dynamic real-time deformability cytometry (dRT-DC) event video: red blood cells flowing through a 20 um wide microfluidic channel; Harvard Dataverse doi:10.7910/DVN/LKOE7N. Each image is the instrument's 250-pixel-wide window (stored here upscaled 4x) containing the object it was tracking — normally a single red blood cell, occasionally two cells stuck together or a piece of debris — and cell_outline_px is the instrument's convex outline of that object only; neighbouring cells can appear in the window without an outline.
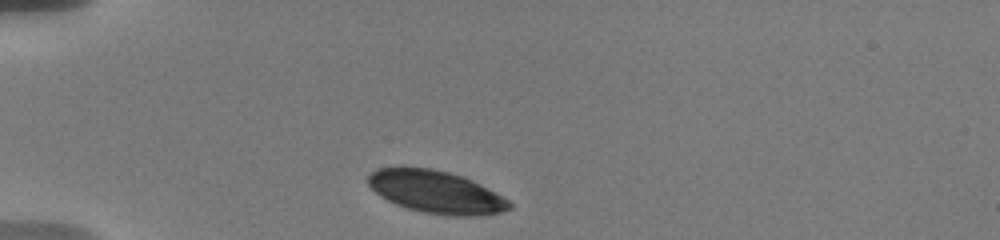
{"species": "human", "species_latin": "Homo sapiens", "temperature_condition": "warm", "stored_images_in_passage": 21, "camera_frame_rate_fps": 3000, "um_per_image_px": 0.085, "donor": {"sex": "male"}, "frame": {"image": 1, "passage_image": 1, "time_ms": 0.0, "image_size_px": [1000, 240], "cell_outline_px": [[512, 208], [500, 212], [484, 216], [448, 216], [424, 212], [408, 208], [396, 204], [380, 196], [368, 184], [368, 176], [376, 168], [432, 168], [448, 172], [472, 180], [480, 184], [508, 200], [512, 204]], "centroid_in_image_um": [37.08, 16.33], "position_along_channel_um": 47.9, "area_um2": 34.68}}
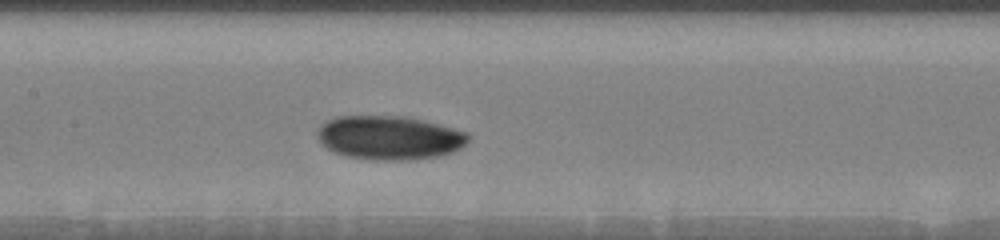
{"frame": {"image": 2, "passage_image": 9, "time_ms": 4.333, "image_size_px": [1000, 240], "cell_outline_px": [[472, 136], [460, 148], [452, 152], [440, 156], [416, 160], [372, 160], [348, 156], [336, 152], [320, 144], [316, 136], [316, 132], [320, 124], [336, 116], [404, 116], [424, 120], [468, 132]], "centroid_in_image_um": [33.1, 11.7], "position_along_channel_um": 174.3, "area_um2": 38.96}}
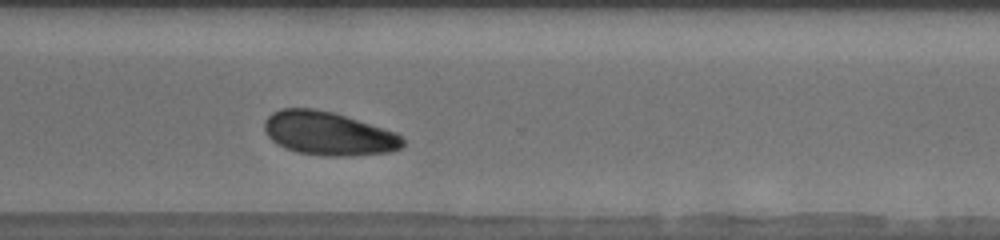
{"frame": {"image": 3, "passage_image": 21, "time_ms": 9.0, "image_size_px": [1000, 240], "cell_outline_px": [[404, 144], [400, 148], [392, 152], [348, 156], [324, 156], [300, 152], [284, 148], [276, 144], [268, 136], [264, 128], [264, 120], [272, 112], [280, 108], [312, 108], [332, 112], [384, 128], [396, 132], [404, 140]], "centroid_in_image_um": [27.9, 11.35], "position_along_channel_um": 342.7, "area_um2": 35.14}}